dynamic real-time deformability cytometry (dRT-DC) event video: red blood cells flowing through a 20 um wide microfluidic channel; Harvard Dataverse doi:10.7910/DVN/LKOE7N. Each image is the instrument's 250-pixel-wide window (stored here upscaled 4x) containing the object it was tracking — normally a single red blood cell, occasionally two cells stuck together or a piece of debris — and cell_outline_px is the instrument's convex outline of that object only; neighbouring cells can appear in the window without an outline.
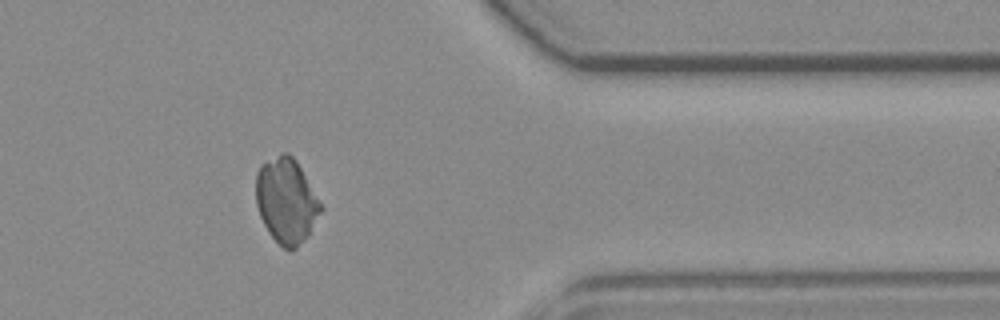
{"species": "common noctule bat (a hibernating species)", "species_latin": "Nyctalus noctula", "temperature_condition": "room temperature", "stored_images_in_passage": 38, "camera_frame_rate_fps": 3000, "um_per_image_px": 0.085, "animal": {"sex": "female", "body_mass_g": 19.3, "forearm_length_mm": 54.1}, "frame": {"image": 1, "passage_image": 28, "time_ms": 9.0, "image_size_px": [1000, 320], "cell_outline_px": [[324, 208], [304, 240], [296, 248], [284, 248], [268, 232], [260, 216], [256, 204], [256, 172], [260, 164], [280, 152], [288, 152], [296, 160]], "centroid_in_image_um": [24.32, 17.01], "position_along_channel_um": 387.1, "area_um2": 32.02}}
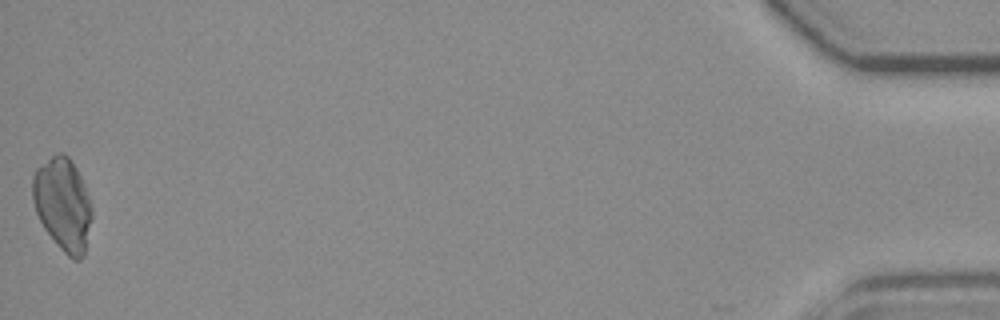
{"frame": {"image": 2, "passage_image": 38, "time_ms": 12.333, "image_size_px": [1000, 320], "cell_outline_px": [[92, 216], [84, 256], [80, 260], [72, 260], [60, 248], [44, 228], [36, 212], [32, 200], [32, 176], [36, 168], [56, 152], [64, 152], [68, 156], [76, 168], [80, 176], [88, 196], [92, 208]], "centroid_in_image_um": [5.33, 17.35], "position_along_channel_um": 429.9, "area_um2": 32.08}}